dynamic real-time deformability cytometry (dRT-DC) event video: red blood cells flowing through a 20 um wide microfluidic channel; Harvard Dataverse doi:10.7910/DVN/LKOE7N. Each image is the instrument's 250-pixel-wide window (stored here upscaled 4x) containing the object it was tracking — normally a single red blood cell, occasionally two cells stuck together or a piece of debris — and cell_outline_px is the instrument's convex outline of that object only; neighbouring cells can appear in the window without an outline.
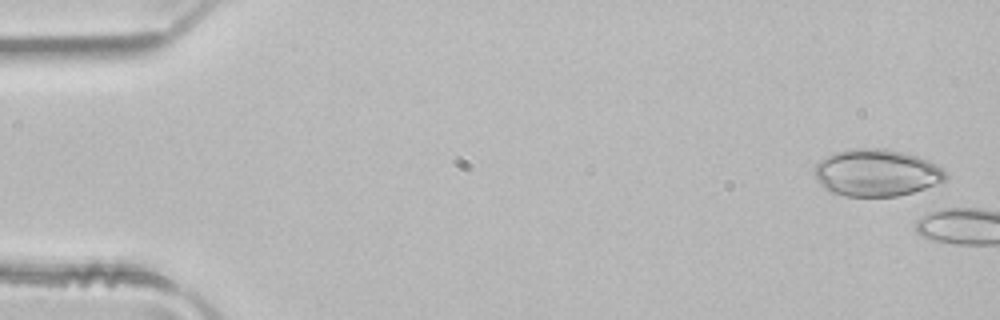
{"species": "common noctule bat (a hibernating species)", "species_latin": "Nyctalus noctula", "temperature_condition": "room temperature", "stored_images_in_passage": 5, "camera_frame_rate_fps": 3000, "um_per_image_px": 0.085, "animal": {"sex": "male", "body_mass_g": 21.5, "forearm_length_mm": 52.0}, "frame": {"image": 1, "passage_image": 1, "time_ms": 0.0, "image_size_px": [1000, 320], "cell_outline_px": [[948, 176], [944, 180], [924, 188], [912, 192], [896, 196], [844, 196], [828, 192], [816, 180], [816, 164], [824, 156], [836, 152], [856, 148], [884, 148], [904, 152], [920, 156], [944, 168]], "centroid_in_image_um": [74.5, 14.68], "position_along_channel_um": 10.5, "area_um2": 36.07}}
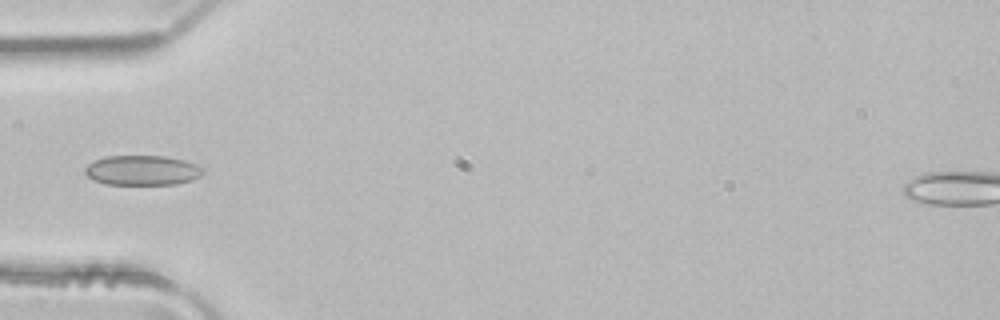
{"frame": {"image": 2, "passage_image": 5, "time_ms": 1.333, "image_size_px": [1000, 320], "cell_outline_px": [[204, 172], [200, 176], [192, 180], [176, 184], [104, 184], [92, 180], [84, 172], [84, 168], [88, 164], [104, 156], [164, 156], [184, 160], [196, 164]], "centroid_in_image_um": [12.06, 14.48], "position_along_channel_um": 72.9, "area_um2": 20.52}}